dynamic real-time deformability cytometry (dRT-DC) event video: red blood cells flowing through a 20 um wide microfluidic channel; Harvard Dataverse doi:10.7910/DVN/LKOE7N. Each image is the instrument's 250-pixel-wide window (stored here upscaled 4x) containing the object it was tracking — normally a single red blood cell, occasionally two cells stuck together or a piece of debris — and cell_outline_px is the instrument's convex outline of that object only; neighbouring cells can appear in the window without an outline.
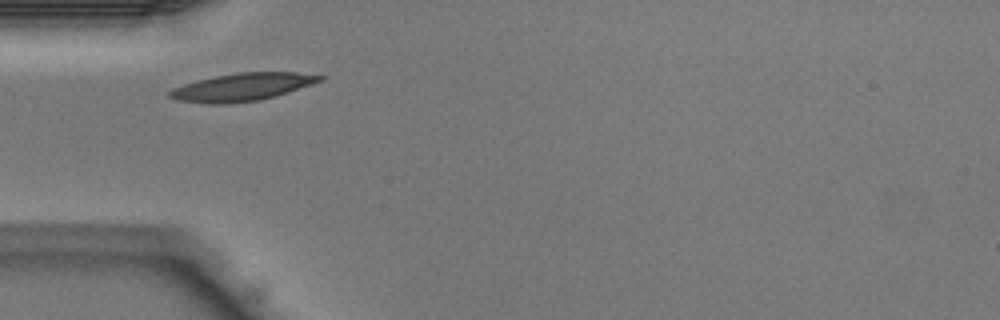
{"species": "Egyptian fruit bat (a non-hibernating species)", "species_latin": "Rousettus aegyptiacus", "temperature_condition": "warm", "stored_images_in_passage": 24, "camera_frame_rate_fps": 3000, "um_per_image_px": 0.085, "animal": {"sex": "male"}, "frame": {"image": 1, "passage_image": 1, "time_ms": 0.0, "image_size_px": [1000, 320], "cell_outline_px": [[324, 80], [276, 96], [260, 100], [228, 104], [208, 104], [176, 100], [168, 96], [168, 92], [172, 88], [184, 84], [216, 76], [236, 72], [296, 72], [324, 76]], "centroid_in_image_um": [20.58, 7.4], "position_along_channel_um": 64.4, "area_um2": 24.28}}
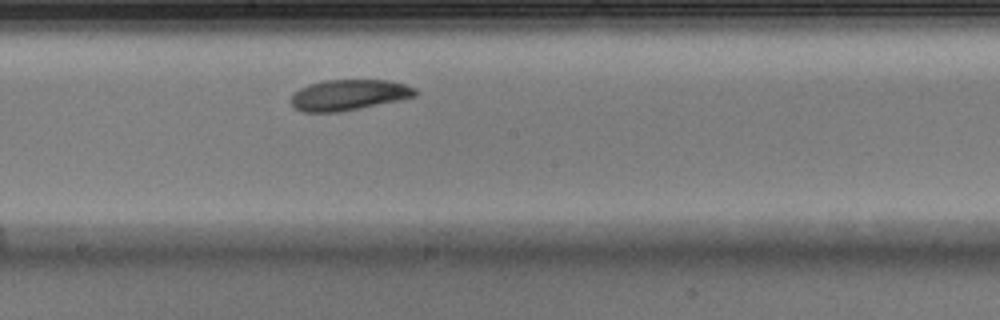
{"frame": {"image": 2, "passage_image": 11, "time_ms": 3.333, "image_size_px": [1000, 320], "cell_outline_px": [[420, 92], [416, 96], [336, 112], [304, 112], [296, 108], [292, 104], [292, 96], [300, 88], [308, 84], [324, 80], [388, 80], [404, 84], [416, 88]], "centroid_in_image_um": [29.66, 8.05], "position_along_channel_um": 218.5, "area_um2": 21.85}}
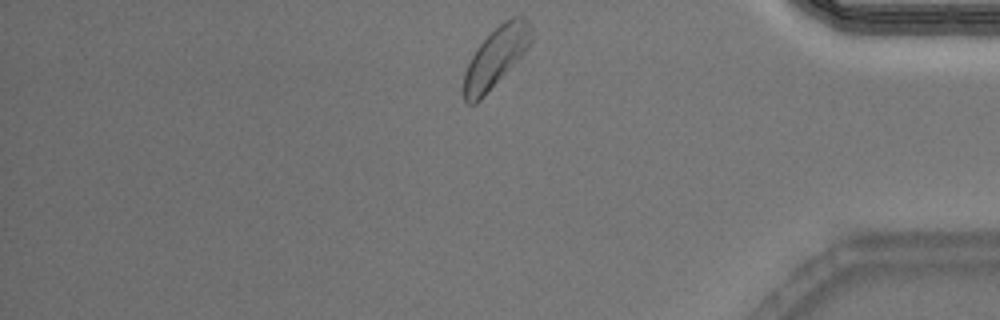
{"frame": {"image": 3, "passage_image": 24, "time_ms": 7.667, "image_size_px": [1000, 320], "cell_outline_px": [[536, 36], [528, 48], [484, 96], [476, 104], [468, 104], [464, 100], [464, 72], [476, 48], [504, 20], [512, 16], [524, 16], [528, 20]], "centroid_in_image_um": [42.19, 4.82], "position_along_channel_um": 393.0, "area_um2": 23.41}}